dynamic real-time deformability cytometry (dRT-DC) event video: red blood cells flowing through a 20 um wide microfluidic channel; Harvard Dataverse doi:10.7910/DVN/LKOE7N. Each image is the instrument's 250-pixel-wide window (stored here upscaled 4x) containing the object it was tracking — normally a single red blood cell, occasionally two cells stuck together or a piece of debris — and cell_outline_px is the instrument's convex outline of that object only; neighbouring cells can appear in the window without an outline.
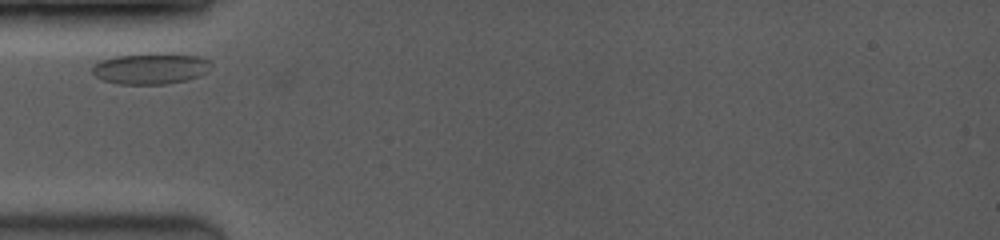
{"species": "common noctule bat (a hibernating species)", "species_latin": "Nyctalus noctula", "temperature_condition": "room temperature", "stored_images_in_passage": 3, "camera_frame_rate_fps": 3500, "um_per_image_px": 0.085, "animal": {"sex": "female", "body_mass_g": 19.0, "forearm_length_mm": 53.3}, "frame": {"image": 1, "passage_image": 1, "time_ms": 0.0, "image_size_px": [1000, 240], "cell_outline_px": [[212, 64], [200, 76], [184, 80], [164, 84], [120, 84], [104, 80], [96, 76], [92, 72], [92, 64], [100, 60], [116, 56], [148, 52], [168, 52], [200, 56], [212, 60]], "centroid_in_image_um": [12.81, 5.78], "position_along_channel_um": 72.2, "area_um2": 21.96}}
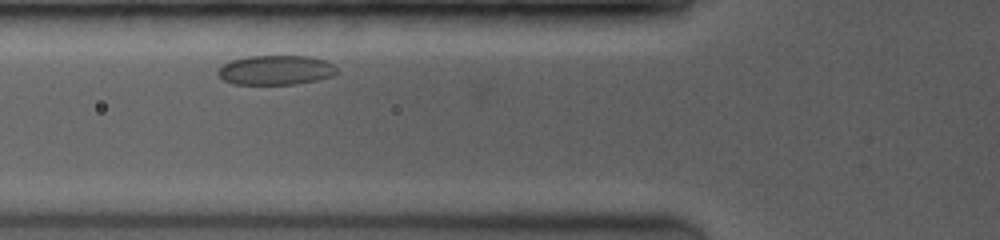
{"frame": {"image": 2, "passage_image": 2, "time_ms": 0.857, "image_size_px": [1000, 240], "cell_outline_px": [[336, 76], [296, 84], [232, 84], [216, 76], [216, 72], [224, 64], [232, 60], [248, 56], [312, 56], [324, 60], [332, 64], [336, 68]], "centroid_in_image_um": [23.43, 5.96], "position_along_channel_um": 102.4, "area_um2": 20.58}}